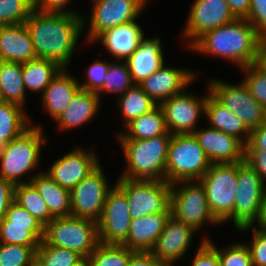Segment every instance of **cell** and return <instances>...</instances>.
<instances>
[{
  "label": "cell",
  "instance_id": "obj_1",
  "mask_svg": "<svg viewBox=\"0 0 266 266\" xmlns=\"http://www.w3.org/2000/svg\"><path fill=\"white\" fill-rule=\"evenodd\" d=\"M79 13L43 12L33 9L25 24L37 58L50 59L66 68L85 26Z\"/></svg>",
  "mask_w": 266,
  "mask_h": 266
},
{
  "label": "cell",
  "instance_id": "obj_2",
  "mask_svg": "<svg viewBox=\"0 0 266 266\" xmlns=\"http://www.w3.org/2000/svg\"><path fill=\"white\" fill-rule=\"evenodd\" d=\"M265 39L247 19L234 21L202 35L190 48L201 54L229 60L239 69L255 63L258 49Z\"/></svg>",
  "mask_w": 266,
  "mask_h": 266
},
{
  "label": "cell",
  "instance_id": "obj_3",
  "mask_svg": "<svg viewBox=\"0 0 266 266\" xmlns=\"http://www.w3.org/2000/svg\"><path fill=\"white\" fill-rule=\"evenodd\" d=\"M171 134L149 139L118 140L127 160L120 178L166 180V161Z\"/></svg>",
  "mask_w": 266,
  "mask_h": 266
},
{
  "label": "cell",
  "instance_id": "obj_4",
  "mask_svg": "<svg viewBox=\"0 0 266 266\" xmlns=\"http://www.w3.org/2000/svg\"><path fill=\"white\" fill-rule=\"evenodd\" d=\"M40 125L30 126L20 136L0 149V176L14 185L27 183L21 177L39 164L41 146L47 144Z\"/></svg>",
  "mask_w": 266,
  "mask_h": 266
},
{
  "label": "cell",
  "instance_id": "obj_5",
  "mask_svg": "<svg viewBox=\"0 0 266 266\" xmlns=\"http://www.w3.org/2000/svg\"><path fill=\"white\" fill-rule=\"evenodd\" d=\"M212 165L194 134L172 135L166 161V181H199Z\"/></svg>",
  "mask_w": 266,
  "mask_h": 266
},
{
  "label": "cell",
  "instance_id": "obj_6",
  "mask_svg": "<svg viewBox=\"0 0 266 266\" xmlns=\"http://www.w3.org/2000/svg\"><path fill=\"white\" fill-rule=\"evenodd\" d=\"M43 240L88 258L99 244L97 222L74 216L53 218L44 228Z\"/></svg>",
  "mask_w": 266,
  "mask_h": 266
},
{
  "label": "cell",
  "instance_id": "obj_7",
  "mask_svg": "<svg viewBox=\"0 0 266 266\" xmlns=\"http://www.w3.org/2000/svg\"><path fill=\"white\" fill-rule=\"evenodd\" d=\"M237 163H214L199 180L205 188L211 213L220 222L232 219L237 193Z\"/></svg>",
  "mask_w": 266,
  "mask_h": 266
},
{
  "label": "cell",
  "instance_id": "obj_8",
  "mask_svg": "<svg viewBox=\"0 0 266 266\" xmlns=\"http://www.w3.org/2000/svg\"><path fill=\"white\" fill-rule=\"evenodd\" d=\"M115 185L126 195L131 219L154 213H171V183L166 180L119 178Z\"/></svg>",
  "mask_w": 266,
  "mask_h": 266
},
{
  "label": "cell",
  "instance_id": "obj_9",
  "mask_svg": "<svg viewBox=\"0 0 266 266\" xmlns=\"http://www.w3.org/2000/svg\"><path fill=\"white\" fill-rule=\"evenodd\" d=\"M170 209L174 218L192 226L196 231L206 222L220 224L209 209L205 188L200 181L171 184Z\"/></svg>",
  "mask_w": 266,
  "mask_h": 266
},
{
  "label": "cell",
  "instance_id": "obj_10",
  "mask_svg": "<svg viewBox=\"0 0 266 266\" xmlns=\"http://www.w3.org/2000/svg\"><path fill=\"white\" fill-rule=\"evenodd\" d=\"M210 94L229 111L235 114L251 131L266 121V109L255 100L241 81L238 85L212 79Z\"/></svg>",
  "mask_w": 266,
  "mask_h": 266
},
{
  "label": "cell",
  "instance_id": "obj_11",
  "mask_svg": "<svg viewBox=\"0 0 266 266\" xmlns=\"http://www.w3.org/2000/svg\"><path fill=\"white\" fill-rule=\"evenodd\" d=\"M265 186L260 176L247 162H238L237 193L234 202L236 229L254 225L266 195Z\"/></svg>",
  "mask_w": 266,
  "mask_h": 266
},
{
  "label": "cell",
  "instance_id": "obj_12",
  "mask_svg": "<svg viewBox=\"0 0 266 266\" xmlns=\"http://www.w3.org/2000/svg\"><path fill=\"white\" fill-rule=\"evenodd\" d=\"M99 164L88 176L70 190L71 216L98 222L106 196L112 189Z\"/></svg>",
  "mask_w": 266,
  "mask_h": 266
},
{
  "label": "cell",
  "instance_id": "obj_13",
  "mask_svg": "<svg viewBox=\"0 0 266 266\" xmlns=\"http://www.w3.org/2000/svg\"><path fill=\"white\" fill-rule=\"evenodd\" d=\"M131 216L126 195L116 186L108 192L100 220L99 243L121 245L127 238Z\"/></svg>",
  "mask_w": 266,
  "mask_h": 266
},
{
  "label": "cell",
  "instance_id": "obj_14",
  "mask_svg": "<svg viewBox=\"0 0 266 266\" xmlns=\"http://www.w3.org/2000/svg\"><path fill=\"white\" fill-rule=\"evenodd\" d=\"M146 2L147 0H93L87 41L91 43L107 29L135 20Z\"/></svg>",
  "mask_w": 266,
  "mask_h": 266
},
{
  "label": "cell",
  "instance_id": "obj_15",
  "mask_svg": "<svg viewBox=\"0 0 266 266\" xmlns=\"http://www.w3.org/2000/svg\"><path fill=\"white\" fill-rule=\"evenodd\" d=\"M209 94L210 91L199 98L184 90L160 104L164 111L167 129L171 135L193 134L196 131L200 114L205 113L206 99Z\"/></svg>",
  "mask_w": 266,
  "mask_h": 266
},
{
  "label": "cell",
  "instance_id": "obj_16",
  "mask_svg": "<svg viewBox=\"0 0 266 266\" xmlns=\"http://www.w3.org/2000/svg\"><path fill=\"white\" fill-rule=\"evenodd\" d=\"M188 15L183 37L189 48L206 32L234 21L226 0H195Z\"/></svg>",
  "mask_w": 266,
  "mask_h": 266
},
{
  "label": "cell",
  "instance_id": "obj_17",
  "mask_svg": "<svg viewBox=\"0 0 266 266\" xmlns=\"http://www.w3.org/2000/svg\"><path fill=\"white\" fill-rule=\"evenodd\" d=\"M90 151L77 147L76 150L59 157L45 173L61 187L72 190L100 163L96 153Z\"/></svg>",
  "mask_w": 266,
  "mask_h": 266
},
{
  "label": "cell",
  "instance_id": "obj_18",
  "mask_svg": "<svg viewBox=\"0 0 266 266\" xmlns=\"http://www.w3.org/2000/svg\"><path fill=\"white\" fill-rule=\"evenodd\" d=\"M194 232L197 231L192 226L171 215L150 252L167 266H173L189 249Z\"/></svg>",
  "mask_w": 266,
  "mask_h": 266
},
{
  "label": "cell",
  "instance_id": "obj_19",
  "mask_svg": "<svg viewBox=\"0 0 266 266\" xmlns=\"http://www.w3.org/2000/svg\"><path fill=\"white\" fill-rule=\"evenodd\" d=\"M193 134L212 164L245 161V145L234 136L212 127Z\"/></svg>",
  "mask_w": 266,
  "mask_h": 266
},
{
  "label": "cell",
  "instance_id": "obj_20",
  "mask_svg": "<svg viewBox=\"0 0 266 266\" xmlns=\"http://www.w3.org/2000/svg\"><path fill=\"white\" fill-rule=\"evenodd\" d=\"M195 73L189 69L165 67L164 65L141 84L143 91L157 104L186 90L195 80Z\"/></svg>",
  "mask_w": 266,
  "mask_h": 266
},
{
  "label": "cell",
  "instance_id": "obj_21",
  "mask_svg": "<svg viewBox=\"0 0 266 266\" xmlns=\"http://www.w3.org/2000/svg\"><path fill=\"white\" fill-rule=\"evenodd\" d=\"M37 58L25 23L0 25V61L25 63Z\"/></svg>",
  "mask_w": 266,
  "mask_h": 266
},
{
  "label": "cell",
  "instance_id": "obj_22",
  "mask_svg": "<svg viewBox=\"0 0 266 266\" xmlns=\"http://www.w3.org/2000/svg\"><path fill=\"white\" fill-rule=\"evenodd\" d=\"M170 216L171 213H154L131 219L127 238L121 245L136 252H150Z\"/></svg>",
  "mask_w": 266,
  "mask_h": 266
},
{
  "label": "cell",
  "instance_id": "obj_23",
  "mask_svg": "<svg viewBox=\"0 0 266 266\" xmlns=\"http://www.w3.org/2000/svg\"><path fill=\"white\" fill-rule=\"evenodd\" d=\"M135 21L109 28L93 41H101L109 54L111 53L116 60H127L145 37L142 28Z\"/></svg>",
  "mask_w": 266,
  "mask_h": 266
},
{
  "label": "cell",
  "instance_id": "obj_24",
  "mask_svg": "<svg viewBox=\"0 0 266 266\" xmlns=\"http://www.w3.org/2000/svg\"><path fill=\"white\" fill-rule=\"evenodd\" d=\"M161 45L157 37L143 38L136 51L125 60L134 84H141L165 64Z\"/></svg>",
  "mask_w": 266,
  "mask_h": 266
},
{
  "label": "cell",
  "instance_id": "obj_25",
  "mask_svg": "<svg viewBox=\"0 0 266 266\" xmlns=\"http://www.w3.org/2000/svg\"><path fill=\"white\" fill-rule=\"evenodd\" d=\"M80 90L79 82L62 68L41 94L44 108L56 121Z\"/></svg>",
  "mask_w": 266,
  "mask_h": 266
},
{
  "label": "cell",
  "instance_id": "obj_26",
  "mask_svg": "<svg viewBox=\"0 0 266 266\" xmlns=\"http://www.w3.org/2000/svg\"><path fill=\"white\" fill-rule=\"evenodd\" d=\"M100 98L94 92L79 90L69 106L56 119L60 130H69L90 122L100 109Z\"/></svg>",
  "mask_w": 266,
  "mask_h": 266
},
{
  "label": "cell",
  "instance_id": "obj_27",
  "mask_svg": "<svg viewBox=\"0 0 266 266\" xmlns=\"http://www.w3.org/2000/svg\"><path fill=\"white\" fill-rule=\"evenodd\" d=\"M54 218L71 216L70 190L61 187L47 173L29 176Z\"/></svg>",
  "mask_w": 266,
  "mask_h": 266
},
{
  "label": "cell",
  "instance_id": "obj_28",
  "mask_svg": "<svg viewBox=\"0 0 266 266\" xmlns=\"http://www.w3.org/2000/svg\"><path fill=\"white\" fill-rule=\"evenodd\" d=\"M204 115L211 125L209 127L221 130L239 139L244 145L247 144L250 130L235 114L219 103L211 94L207 96Z\"/></svg>",
  "mask_w": 266,
  "mask_h": 266
},
{
  "label": "cell",
  "instance_id": "obj_29",
  "mask_svg": "<svg viewBox=\"0 0 266 266\" xmlns=\"http://www.w3.org/2000/svg\"><path fill=\"white\" fill-rule=\"evenodd\" d=\"M127 132L117 134L119 140L149 139L170 134L162 107L157 105L126 125Z\"/></svg>",
  "mask_w": 266,
  "mask_h": 266
},
{
  "label": "cell",
  "instance_id": "obj_30",
  "mask_svg": "<svg viewBox=\"0 0 266 266\" xmlns=\"http://www.w3.org/2000/svg\"><path fill=\"white\" fill-rule=\"evenodd\" d=\"M28 116L17 104L0 103V149L33 125Z\"/></svg>",
  "mask_w": 266,
  "mask_h": 266
},
{
  "label": "cell",
  "instance_id": "obj_31",
  "mask_svg": "<svg viewBox=\"0 0 266 266\" xmlns=\"http://www.w3.org/2000/svg\"><path fill=\"white\" fill-rule=\"evenodd\" d=\"M62 67L50 59L36 58L22 63V78L25 89L43 93Z\"/></svg>",
  "mask_w": 266,
  "mask_h": 266
},
{
  "label": "cell",
  "instance_id": "obj_32",
  "mask_svg": "<svg viewBox=\"0 0 266 266\" xmlns=\"http://www.w3.org/2000/svg\"><path fill=\"white\" fill-rule=\"evenodd\" d=\"M0 91L4 102L25 107L26 89L22 78V63L0 61Z\"/></svg>",
  "mask_w": 266,
  "mask_h": 266
},
{
  "label": "cell",
  "instance_id": "obj_33",
  "mask_svg": "<svg viewBox=\"0 0 266 266\" xmlns=\"http://www.w3.org/2000/svg\"><path fill=\"white\" fill-rule=\"evenodd\" d=\"M14 201L44 226L54 218L49 212L47 204L31 182L20 183L14 186Z\"/></svg>",
  "mask_w": 266,
  "mask_h": 266
},
{
  "label": "cell",
  "instance_id": "obj_34",
  "mask_svg": "<svg viewBox=\"0 0 266 266\" xmlns=\"http://www.w3.org/2000/svg\"><path fill=\"white\" fill-rule=\"evenodd\" d=\"M118 105L125 126L142 114L150 112L157 104L143 91L140 85L134 84L124 94L119 96Z\"/></svg>",
  "mask_w": 266,
  "mask_h": 266
},
{
  "label": "cell",
  "instance_id": "obj_35",
  "mask_svg": "<svg viewBox=\"0 0 266 266\" xmlns=\"http://www.w3.org/2000/svg\"><path fill=\"white\" fill-rule=\"evenodd\" d=\"M44 230H29V225L0 222V243L39 246Z\"/></svg>",
  "mask_w": 266,
  "mask_h": 266
},
{
  "label": "cell",
  "instance_id": "obj_36",
  "mask_svg": "<svg viewBox=\"0 0 266 266\" xmlns=\"http://www.w3.org/2000/svg\"><path fill=\"white\" fill-rule=\"evenodd\" d=\"M36 259L41 266H76L84 258L73 250L48 245L42 240L36 250Z\"/></svg>",
  "mask_w": 266,
  "mask_h": 266
},
{
  "label": "cell",
  "instance_id": "obj_37",
  "mask_svg": "<svg viewBox=\"0 0 266 266\" xmlns=\"http://www.w3.org/2000/svg\"><path fill=\"white\" fill-rule=\"evenodd\" d=\"M134 252L122 245L99 243L87 259L91 266H126Z\"/></svg>",
  "mask_w": 266,
  "mask_h": 266
},
{
  "label": "cell",
  "instance_id": "obj_38",
  "mask_svg": "<svg viewBox=\"0 0 266 266\" xmlns=\"http://www.w3.org/2000/svg\"><path fill=\"white\" fill-rule=\"evenodd\" d=\"M118 62V63H117ZM124 62V63H123ZM110 63L103 87L96 93L99 98L101 92L124 94L134 83L126 61Z\"/></svg>",
  "mask_w": 266,
  "mask_h": 266
},
{
  "label": "cell",
  "instance_id": "obj_39",
  "mask_svg": "<svg viewBox=\"0 0 266 266\" xmlns=\"http://www.w3.org/2000/svg\"><path fill=\"white\" fill-rule=\"evenodd\" d=\"M38 247L0 243V266H27L36 259Z\"/></svg>",
  "mask_w": 266,
  "mask_h": 266
},
{
  "label": "cell",
  "instance_id": "obj_40",
  "mask_svg": "<svg viewBox=\"0 0 266 266\" xmlns=\"http://www.w3.org/2000/svg\"><path fill=\"white\" fill-rule=\"evenodd\" d=\"M33 9V0H0V25L25 23Z\"/></svg>",
  "mask_w": 266,
  "mask_h": 266
},
{
  "label": "cell",
  "instance_id": "obj_41",
  "mask_svg": "<svg viewBox=\"0 0 266 266\" xmlns=\"http://www.w3.org/2000/svg\"><path fill=\"white\" fill-rule=\"evenodd\" d=\"M206 242L217 252L220 266H253L251 254L246 243L238 242L228 245L224 250H219L211 239L207 238Z\"/></svg>",
  "mask_w": 266,
  "mask_h": 266
},
{
  "label": "cell",
  "instance_id": "obj_42",
  "mask_svg": "<svg viewBox=\"0 0 266 266\" xmlns=\"http://www.w3.org/2000/svg\"><path fill=\"white\" fill-rule=\"evenodd\" d=\"M246 72L243 80L252 97L266 109V74L261 72L254 64L242 67Z\"/></svg>",
  "mask_w": 266,
  "mask_h": 266
},
{
  "label": "cell",
  "instance_id": "obj_43",
  "mask_svg": "<svg viewBox=\"0 0 266 266\" xmlns=\"http://www.w3.org/2000/svg\"><path fill=\"white\" fill-rule=\"evenodd\" d=\"M0 222H10L11 224L29 225V230H44L45 226L33 217L27 210L13 201L4 218Z\"/></svg>",
  "mask_w": 266,
  "mask_h": 266
},
{
  "label": "cell",
  "instance_id": "obj_44",
  "mask_svg": "<svg viewBox=\"0 0 266 266\" xmlns=\"http://www.w3.org/2000/svg\"><path fill=\"white\" fill-rule=\"evenodd\" d=\"M110 63L106 61L96 60L87 68V80L85 83L79 86L81 90L97 93L104 84L105 77L108 71Z\"/></svg>",
  "mask_w": 266,
  "mask_h": 266
},
{
  "label": "cell",
  "instance_id": "obj_45",
  "mask_svg": "<svg viewBox=\"0 0 266 266\" xmlns=\"http://www.w3.org/2000/svg\"><path fill=\"white\" fill-rule=\"evenodd\" d=\"M253 227V239L249 244H246L249 248L252 265L253 266H266V233L261 232L253 226H246L238 229L239 231H246Z\"/></svg>",
  "mask_w": 266,
  "mask_h": 266
},
{
  "label": "cell",
  "instance_id": "obj_46",
  "mask_svg": "<svg viewBox=\"0 0 266 266\" xmlns=\"http://www.w3.org/2000/svg\"><path fill=\"white\" fill-rule=\"evenodd\" d=\"M246 19L266 39V0H251L249 15Z\"/></svg>",
  "mask_w": 266,
  "mask_h": 266
},
{
  "label": "cell",
  "instance_id": "obj_47",
  "mask_svg": "<svg viewBox=\"0 0 266 266\" xmlns=\"http://www.w3.org/2000/svg\"><path fill=\"white\" fill-rule=\"evenodd\" d=\"M203 238L193 259L192 266H220L217 252Z\"/></svg>",
  "mask_w": 266,
  "mask_h": 266
},
{
  "label": "cell",
  "instance_id": "obj_48",
  "mask_svg": "<svg viewBox=\"0 0 266 266\" xmlns=\"http://www.w3.org/2000/svg\"><path fill=\"white\" fill-rule=\"evenodd\" d=\"M245 162H247L260 176L266 185V151L245 150Z\"/></svg>",
  "mask_w": 266,
  "mask_h": 266
},
{
  "label": "cell",
  "instance_id": "obj_49",
  "mask_svg": "<svg viewBox=\"0 0 266 266\" xmlns=\"http://www.w3.org/2000/svg\"><path fill=\"white\" fill-rule=\"evenodd\" d=\"M14 184L0 176V221L14 201Z\"/></svg>",
  "mask_w": 266,
  "mask_h": 266
},
{
  "label": "cell",
  "instance_id": "obj_50",
  "mask_svg": "<svg viewBox=\"0 0 266 266\" xmlns=\"http://www.w3.org/2000/svg\"><path fill=\"white\" fill-rule=\"evenodd\" d=\"M245 150H265L266 151V121L259 127L250 131V136Z\"/></svg>",
  "mask_w": 266,
  "mask_h": 266
},
{
  "label": "cell",
  "instance_id": "obj_51",
  "mask_svg": "<svg viewBox=\"0 0 266 266\" xmlns=\"http://www.w3.org/2000/svg\"><path fill=\"white\" fill-rule=\"evenodd\" d=\"M126 266H167L158 260L151 252H134Z\"/></svg>",
  "mask_w": 266,
  "mask_h": 266
},
{
  "label": "cell",
  "instance_id": "obj_52",
  "mask_svg": "<svg viewBox=\"0 0 266 266\" xmlns=\"http://www.w3.org/2000/svg\"><path fill=\"white\" fill-rule=\"evenodd\" d=\"M70 0H33V7L39 11L43 12H70L77 13L65 10L66 4H68ZM64 8V9H63Z\"/></svg>",
  "mask_w": 266,
  "mask_h": 266
},
{
  "label": "cell",
  "instance_id": "obj_53",
  "mask_svg": "<svg viewBox=\"0 0 266 266\" xmlns=\"http://www.w3.org/2000/svg\"><path fill=\"white\" fill-rule=\"evenodd\" d=\"M231 13L237 19H246L249 15L251 0H226Z\"/></svg>",
  "mask_w": 266,
  "mask_h": 266
},
{
  "label": "cell",
  "instance_id": "obj_54",
  "mask_svg": "<svg viewBox=\"0 0 266 266\" xmlns=\"http://www.w3.org/2000/svg\"><path fill=\"white\" fill-rule=\"evenodd\" d=\"M254 65L264 74H266V43L264 42L258 49Z\"/></svg>",
  "mask_w": 266,
  "mask_h": 266
},
{
  "label": "cell",
  "instance_id": "obj_55",
  "mask_svg": "<svg viewBox=\"0 0 266 266\" xmlns=\"http://www.w3.org/2000/svg\"><path fill=\"white\" fill-rule=\"evenodd\" d=\"M256 222L259 226L258 228H255L263 233H266V195L264 196V199L262 201L260 214Z\"/></svg>",
  "mask_w": 266,
  "mask_h": 266
},
{
  "label": "cell",
  "instance_id": "obj_56",
  "mask_svg": "<svg viewBox=\"0 0 266 266\" xmlns=\"http://www.w3.org/2000/svg\"><path fill=\"white\" fill-rule=\"evenodd\" d=\"M76 266H91L90 262L87 258H84L81 262H79Z\"/></svg>",
  "mask_w": 266,
  "mask_h": 266
},
{
  "label": "cell",
  "instance_id": "obj_57",
  "mask_svg": "<svg viewBox=\"0 0 266 266\" xmlns=\"http://www.w3.org/2000/svg\"><path fill=\"white\" fill-rule=\"evenodd\" d=\"M27 266H41L40 263L37 261V259H34L30 264Z\"/></svg>",
  "mask_w": 266,
  "mask_h": 266
},
{
  "label": "cell",
  "instance_id": "obj_58",
  "mask_svg": "<svg viewBox=\"0 0 266 266\" xmlns=\"http://www.w3.org/2000/svg\"><path fill=\"white\" fill-rule=\"evenodd\" d=\"M3 102V97H2V94H1V91H0V103Z\"/></svg>",
  "mask_w": 266,
  "mask_h": 266
}]
</instances>
